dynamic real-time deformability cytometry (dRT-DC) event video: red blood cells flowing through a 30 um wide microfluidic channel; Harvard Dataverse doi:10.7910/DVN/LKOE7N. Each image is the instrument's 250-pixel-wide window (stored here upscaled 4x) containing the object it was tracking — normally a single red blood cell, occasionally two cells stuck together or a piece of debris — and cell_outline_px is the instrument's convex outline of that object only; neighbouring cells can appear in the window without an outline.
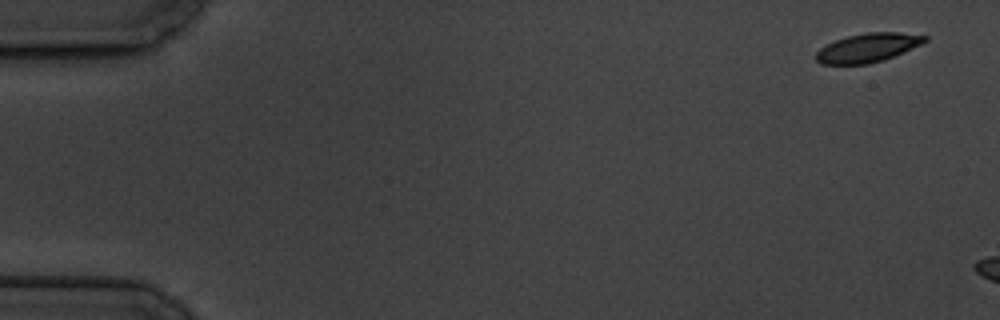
{"species": "common noctule bat (a hibernating species)", "species_latin": "Nyctalus noctula", "temperature_condition": "cold", "stored_images_in_passage": 4, "camera_frame_rate_fps": 3000, "um_per_image_px": 0.085, "animal": {"sex": "male", "body_mass_g": 19.5, "forearm_length_mm": 54.6}, "frame": {"image": 1, "passage_image": 1, "time_ms": 0.0, "image_size_px": [1000, 320], "cell_outline_px": [[928, 40], [920, 44], [884, 60], [868, 64], [820, 64], [816, 60], [816, 52], [820, 48], [836, 40], [848, 36], [868, 32], [900, 32], [928, 36]], "centroid_in_image_um": [73.75, 4.06], "position_along_channel_um": 11.2, "area_um2": 18.09}}